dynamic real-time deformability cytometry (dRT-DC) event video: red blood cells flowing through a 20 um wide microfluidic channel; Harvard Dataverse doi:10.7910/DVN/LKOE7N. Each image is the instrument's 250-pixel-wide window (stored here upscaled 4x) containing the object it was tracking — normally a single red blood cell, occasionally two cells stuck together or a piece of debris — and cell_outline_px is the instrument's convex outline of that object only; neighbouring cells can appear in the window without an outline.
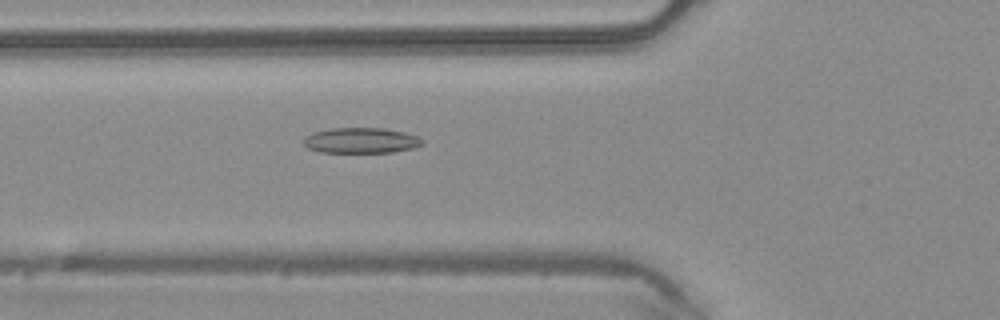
{"species": "common noctule bat (a hibernating species)", "species_latin": "Nyctalus noctula", "temperature_condition": "warm", "stored_images_in_passage": 27, "camera_frame_rate_fps": 3000, "um_per_image_px": 0.085, "animal": {"sex": "male", "body_mass_g": 20.4}, "frame": {"image": 1, "passage_image": 3, "time_ms": 0.667, "image_size_px": [1000, 320], "cell_outline_px": [[424, 144], [416, 148], [392, 152], [320, 152], [308, 148], [304, 144], [304, 136], [312, 132], [332, 128], [384, 128], [404, 132], [416, 136], [424, 140]], "centroid_in_image_um": [30.7, 11.94], "position_along_channel_um": 95.1, "area_um2": 17.74}}
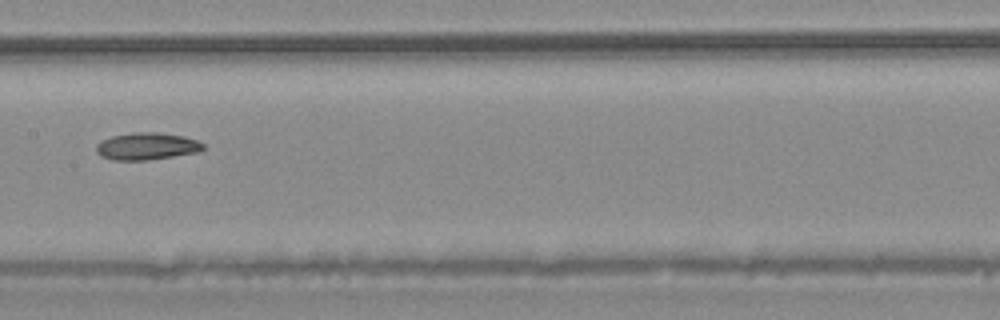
{"frame": {"image": 2, "passage_image": 10, "time_ms": 3.0, "image_size_px": [1000, 320], "cell_outline_px": [[204, 148], [200, 152], [148, 160], [112, 160], [100, 156], [96, 152], [96, 144], [112, 136], [132, 132], [156, 132], [184, 136], [196, 140], [204, 144]], "centroid_in_image_um": [12.48, 12.43], "position_along_channel_um": 194.9, "area_um2": 16.99}}
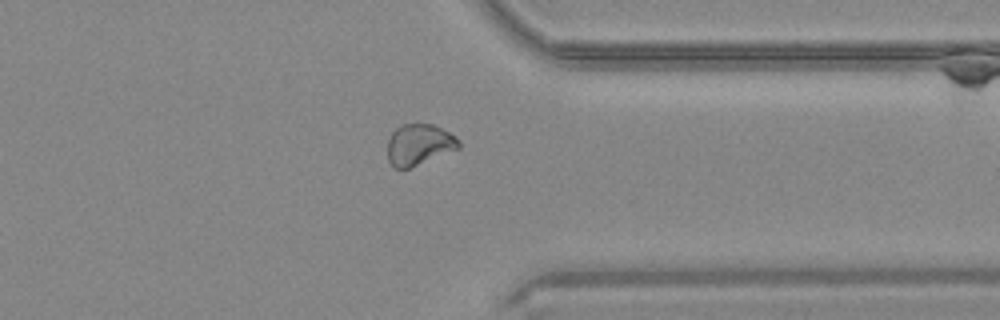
{"frame": {"image": 3, "passage_image": 23, "time_ms": 7.333, "image_size_px": [1000, 320], "cell_outline_px": [[460, 148], [408, 168], [396, 168], [388, 160], [388, 140], [392, 132], [400, 124], [432, 124], [456, 136], [460, 140]], "centroid_in_image_um": [35.62, 12.27], "position_along_channel_um": 375.8, "area_um2": 16.88}}